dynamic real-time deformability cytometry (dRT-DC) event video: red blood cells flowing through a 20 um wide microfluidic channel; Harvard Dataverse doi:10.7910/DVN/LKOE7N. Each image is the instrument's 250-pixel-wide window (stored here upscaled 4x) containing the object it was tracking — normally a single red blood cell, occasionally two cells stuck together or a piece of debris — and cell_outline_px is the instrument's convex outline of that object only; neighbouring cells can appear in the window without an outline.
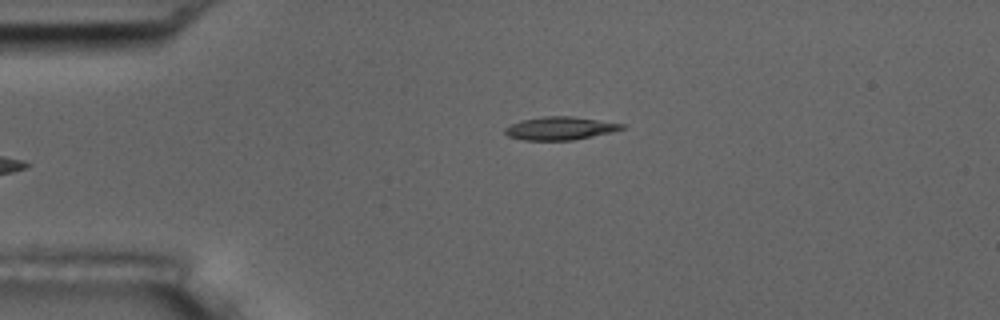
{"species": "common noctule bat (a hibernating species)", "species_latin": "Nyctalus noctula", "temperature_condition": "room temperature", "stored_images_in_passage": 5, "camera_frame_rate_fps": 3000, "um_per_image_px": 0.085, "animal": {"sex": "male", "body_mass_g": 17.5, "forearm_length_mm": 52.3}, "frame": {"image": 1, "passage_image": 5, "time_ms": 4.667, "image_size_px": [1000, 320], "cell_outline_px": [[628, 128], [612, 132], [572, 140], [524, 140], [508, 136], [504, 132], [504, 128], [520, 120], [544, 116], [572, 116], [628, 124]], "centroid_in_image_um": [47.66, 10.9], "position_along_channel_um": 37.3, "area_um2": 15.9}}